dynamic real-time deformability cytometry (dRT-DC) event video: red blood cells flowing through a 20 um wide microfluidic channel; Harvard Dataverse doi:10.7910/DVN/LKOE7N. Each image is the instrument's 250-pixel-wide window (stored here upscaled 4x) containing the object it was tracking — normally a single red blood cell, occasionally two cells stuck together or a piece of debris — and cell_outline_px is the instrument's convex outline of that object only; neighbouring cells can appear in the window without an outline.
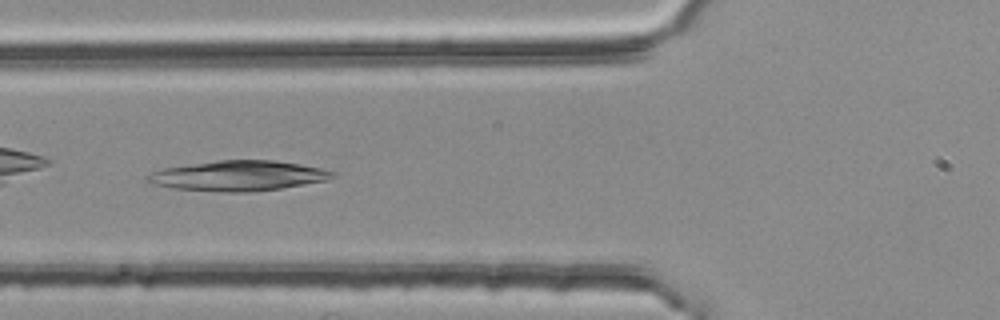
{"species": "common noctule bat (a hibernating species)", "species_latin": "Nyctalus noctula", "temperature_condition": "room temperature", "stored_images_in_passage": 34, "camera_frame_rate_fps": 3000, "um_per_image_px": 0.085, "animal": {"sex": "female", "body_mass_g": 25.1}, "frame": {"image": 1, "passage_image": 5, "time_ms": 1.333, "image_size_px": [1000, 320], "cell_outline_px": [[336, 176], [328, 180], [280, 188], [252, 192], [224, 192], [172, 188], [152, 184], [144, 180], [144, 176], [152, 172], [164, 168], [216, 160], [272, 160], [300, 164], [320, 168], [336, 172]], "centroid_in_image_um": [20.23, 14.94], "position_along_channel_um": 105.6, "area_um2": 32.6}}
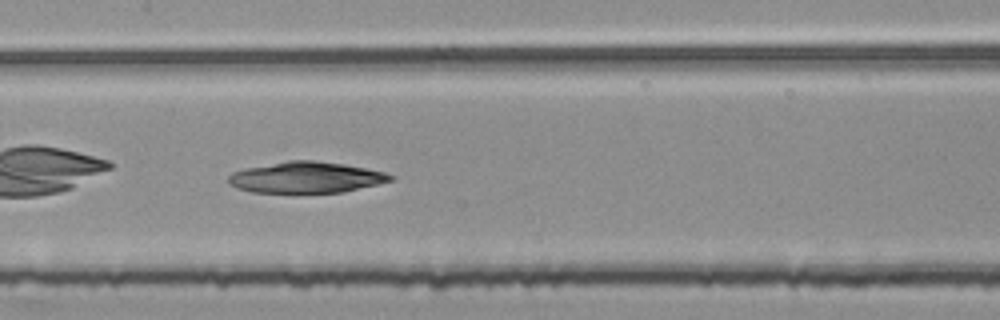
{"frame": {"image": 2, "passage_image": 11, "time_ms": 3.333, "image_size_px": [1000, 320], "cell_outline_px": [[396, 176], [392, 180], [344, 192], [252, 192], [236, 188], [228, 184], [228, 176], [232, 172], [244, 168], [288, 160], [316, 160], [344, 164], [384, 172]], "centroid_in_image_um": [25.97, 15.07], "position_along_channel_um": 181.4, "area_um2": 29.3}}
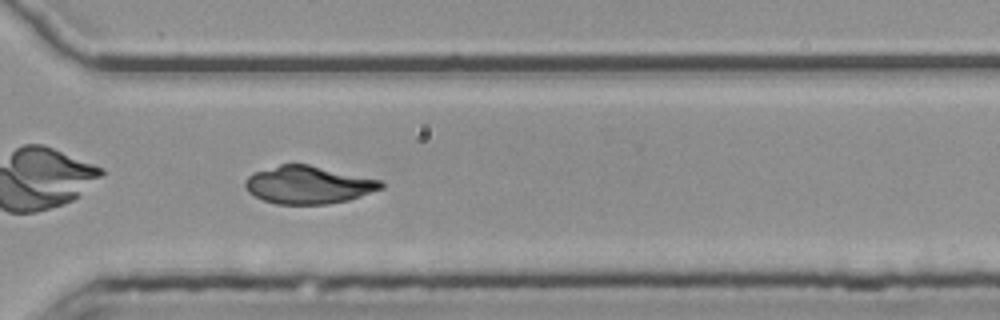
{"frame": {"image": 3, "passage_image": 24, "time_ms": 7.667, "image_size_px": [1000, 320], "cell_outline_px": [[384, 188], [348, 200], [328, 204], [276, 204], [264, 200], [248, 192], [244, 184], [244, 180], [252, 172], [280, 164], [308, 164], [380, 180], [384, 184]], "centroid_in_image_um": [26.18, 15.71], "position_along_channel_um": 344.4, "area_um2": 29.82}}